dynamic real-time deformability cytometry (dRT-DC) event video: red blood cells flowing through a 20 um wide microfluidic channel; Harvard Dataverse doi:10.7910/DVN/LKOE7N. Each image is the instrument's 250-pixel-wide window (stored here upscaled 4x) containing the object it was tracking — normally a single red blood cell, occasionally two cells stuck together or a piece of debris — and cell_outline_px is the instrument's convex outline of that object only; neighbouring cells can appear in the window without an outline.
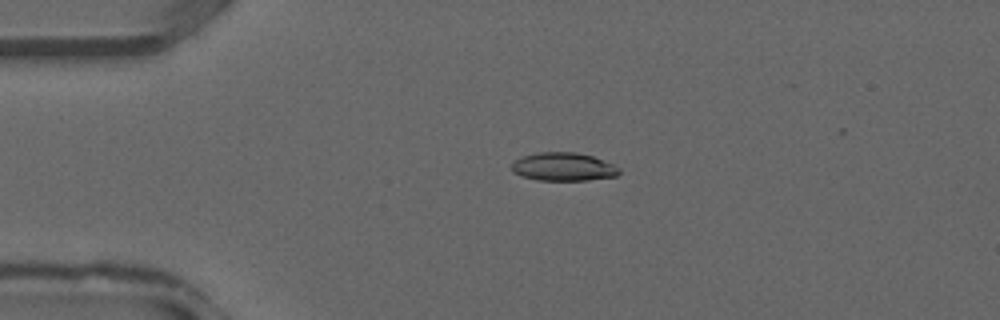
{"species": "common noctule bat (a hibernating species)", "species_latin": "Nyctalus noctula", "temperature_condition": "warm", "stored_images_in_passage": 37, "camera_frame_rate_fps": 3000, "um_per_image_px": 0.085, "animal": {"sex": "male", "forearm_length_mm": 52.5}, "frame": {"image": 1, "passage_image": 9, "time_ms": 2.667, "image_size_px": [1000, 320], "cell_outline_px": [[620, 172], [616, 176], [588, 180], [536, 180], [512, 172], [512, 164], [516, 160], [524, 156], [540, 152], [576, 152], [592, 156], [612, 164], [620, 168]], "centroid_in_image_um": [47.9, 14.18], "position_along_channel_um": 37.1, "area_um2": 17.51}}
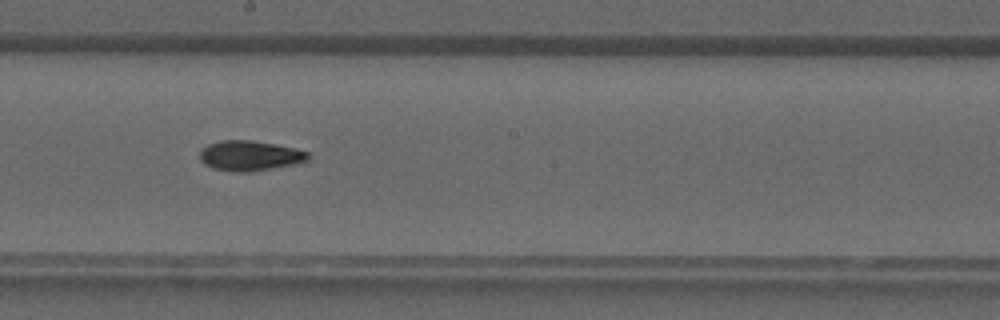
{"frame": {"image": 2, "passage_image": 21, "time_ms": 6.667, "image_size_px": [1000, 320], "cell_outline_px": [[312, 156], [308, 160], [292, 164], [252, 172], [232, 172], [212, 168], [204, 164], [200, 160], [200, 152], [208, 144], [220, 140], [252, 140], [296, 148], [308, 152]], "centroid_in_image_um": [21.23, 13.24], "position_along_channel_um": 227.0, "area_um2": 19.07}}
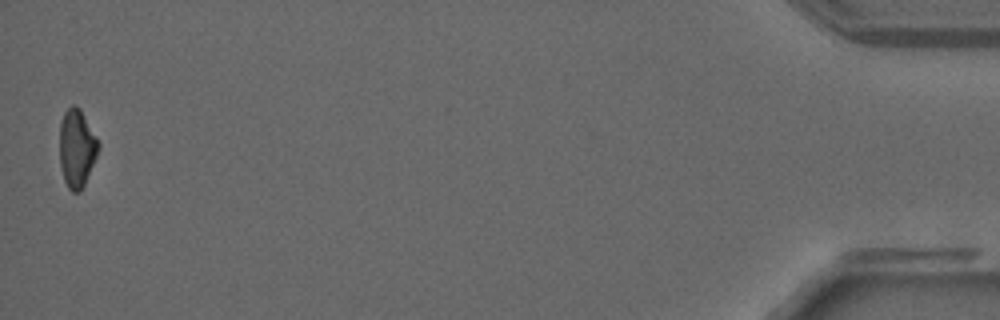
{"frame": {"image": 3, "passage_image": 37, "time_ms": 12.0, "image_size_px": [1000, 320], "cell_outline_px": [[100, 148], [84, 184], [80, 192], [72, 192], [68, 188], [64, 180], [60, 164], [60, 120], [64, 112], [72, 104], [76, 104], [80, 108], [96, 136], [100, 144]], "centroid_in_image_um": [6.52, 12.57], "position_along_channel_um": 428.7, "area_um2": 17.69}}